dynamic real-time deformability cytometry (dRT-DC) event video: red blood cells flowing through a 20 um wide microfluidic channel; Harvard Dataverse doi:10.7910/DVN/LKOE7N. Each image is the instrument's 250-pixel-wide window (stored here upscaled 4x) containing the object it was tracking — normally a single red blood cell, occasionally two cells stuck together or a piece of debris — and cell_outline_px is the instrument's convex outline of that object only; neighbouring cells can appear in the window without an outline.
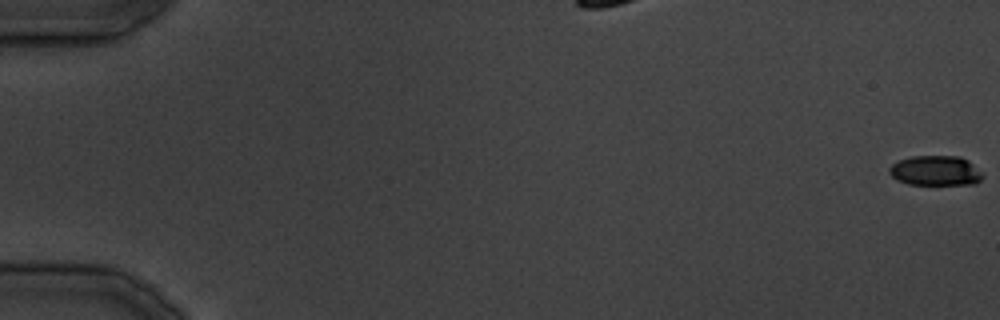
{"species": "common noctule bat (a hibernating species)", "species_latin": "Nyctalus noctula", "temperature_condition": "cold", "stored_images_in_passage": 37, "camera_frame_rate_fps": 3000, "um_per_image_px": 0.085, "animal": {"sex": "male", "body_mass_g": 19.5, "forearm_length_mm": 54.6}, "frame": {"image": 1, "passage_image": 1, "time_ms": 0.0, "image_size_px": [1000, 320], "cell_outline_px": [[984, 176], [976, 184], [908, 184], [896, 180], [888, 172], [888, 168], [892, 164], [900, 160], [912, 156], [960, 156], [968, 160], [984, 172]], "centroid_in_image_um": [79.55, 14.5], "position_along_channel_um": 5.5, "area_um2": 16.47}}
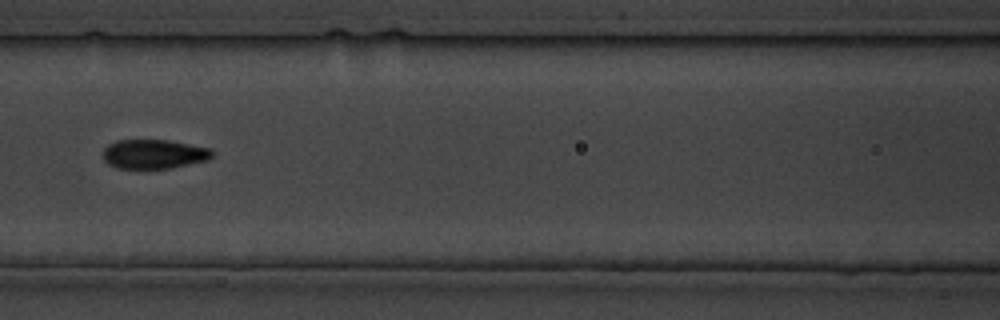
{"frame": {"image": 2, "passage_image": 18, "time_ms": 21.0, "image_size_px": [1000, 320], "cell_outline_px": [[212, 156], [208, 160], [168, 168], [116, 168], [108, 164], [104, 160], [104, 148], [108, 144], [116, 140], [168, 140], [212, 148]], "centroid_in_image_um": [13.07, 13.08], "position_along_channel_um": 153.5, "area_um2": 18.55}}
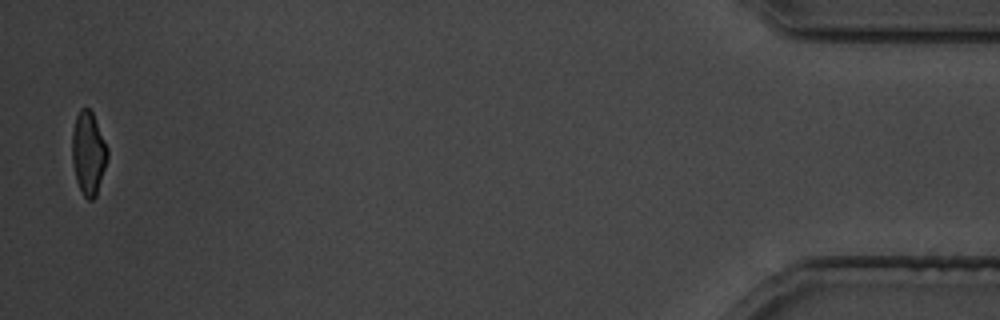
{"frame": {"image": 3, "passage_image": 37, "time_ms": 44.333, "image_size_px": [1000, 320], "cell_outline_px": [[108, 156], [96, 196], [92, 200], [88, 200], [84, 196], [76, 180], [72, 164], [72, 132], [76, 116], [80, 108], [88, 108], [92, 112], [108, 148]], "centroid_in_image_um": [7.5, 13.01], "position_along_channel_um": 427.7, "area_um2": 17.05}}